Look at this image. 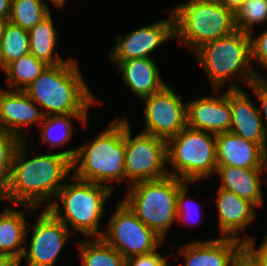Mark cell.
Listing matches in <instances>:
<instances>
[{
	"label": "cell",
	"instance_id": "1",
	"mask_svg": "<svg viewBox=\"0 0 267 266\" xmlns=\"http://www.w3.org/2000/svg\"><path fill=\"white\" fill-rule=\"evenodd\" d=\"M26 146L22 140L16 149L9 180L0 194L3 201L20 204L32 214L42 202L56 197L65 184L62 180L72 176L76 148L26 159Z\"/></svg>",
	"mask_w": 267,
	"mask_h": 266
},
{
	"label": "cell",
	"instance_id": "2",
	"mask_svg": "<svg viewBox=\"0 0 267 266\" xmlns=\"http://www.w3.org/2000/svg\"><path fill=\"white\" fill-rule=\"evenodd\" d=\"M23 91L45 110L44 116L88 114L89 107L101 104L88 89L74 58L47 66Z\"/></svg>",
	"mask_w": 267,
	"mask_h": 266
},
{
	"label": "cell",
	"instance_id": "3",
	"mask_svg": "<svg viewBox=\"0 0 267 266\" xmlns=\"http://www.w3.org/2000/svg\"><path fill=\"white\" fill-rule=\"evenodd\" d=\"M71 163L72 175L80 180L108 186L111 190L115 188L111 185L113 182H123L125 180L124 117L110 122L107 129L94 140L78 146Z\"/></svg>",
	"mask_w": 267,
	"mask_h": 266
},
{
	"label": "cell",
	"instance_id": "4",
	"mask_svg": "<svg viewBox=\"0 0 267 266\" xmlns=\"http://www.w3.org/2000/svg\"><path fill=\"white\" fill-rule=\"evenodd\" d=\"M197 60L206 71L215 92H219L228 80L229 89H241L233 78L241 79L246 87L260 73L251 66V35L235 30L226 37L203 44L194 52ZM231 79V80H230Z\"/></svg>",
	"mask_w": 267,
	"mask_h": 266
},
{
	"label": "cell",
	"instance_id": "5",
	"mask_svg": "<svg viewBox=\"0 0 267 266\" xmlns=\"http://www.w3.org/2000/svg\"><path fill=\"white\" fill-rule=\"evenodd\" d=\"M70 180L73 182L65 183L55 200H50V204L43 208H47L69 230L71 225L73 230L86 237H101L103 231L99 228L100 219L104 214L107 198L114 190L108 186L80 180L73 175ZM59 203L63 204L62 210Z\"/></svg>",
	"mask_w": 267,
	"mask_h": 266
},
{
	"label": "cell",
	"instance_id": "6",
	"mask_svg": "<svg viewBox=\"0 0 267 266\" xmlns=\"http://www.w3.org/2000/svg\"><path fill=\"white\" fill-rule=\"evenodd\" d=\"M170 11L174 17L175 39L194 52L203 44L236 30L234 12L218 0H185Z\"/></svg>",
	"mask_w": 267,
	"mask_h": 266
},
{
	"label": "cell",
	"instance_id": "7",
	"mask_svg": "<svg viewBox=\"0 0 267 266\" xmlns=\"http://www.w3.org/2000/svg\"><path fill=\"white\" fill-rule=\"evenodd\" d=\"M186 183L170 175L138 182L128 187L129 191L122 201L136 217L165 241L168 229L177 220V195Z\"/></svg>",
	"mask_w": 267,
	"mask_h": 266
},
{
	"label": "cell",
	"instance_id": "8",
	"mask_svg": "<svg viewBox=\"0 0 267 266\" xmlns=\"http://www.w3.org/2000/svg\"><path fill=\"white\" fill-rule=\"evenodd\" d=\"M169 175L195 183L217 170L216 135L188 126L167 141Z\"/></svg>",
	"mask_w": 267,
	"mask_h": 266
},
{
	"label": "cell",
	"instance_id": "9",
	"mask_svg": "<svg viewBox=\"0 0 267 266\" xmlns=\"http://www.w3.org/2000/svg\"><path fill=\"white\" fill-rule=\"evenodd\" d=\"M130 124L124 117L125 180L129 185L169 176L167 141L152 134L141 132L131 135Z\"/></svg>",
	"mask_w": 267,
	"mask_h": 266
},
{
	"label": "cell",
	"instance_id": "10",
	"mask_svg": "<svg viewBox=\"0 0 267 266\" xmlns=\"http://www.w3.org/2000/svg\"><path fill=\"white\" fill-rule=\"evenodd\" d=\"M117 207L101 238L125 259L158 250L163 245L164 240L136 217L122 200Z\"/></svg>",
	"mask_w": 267,
	"mask_h": 266
},
{
	"label": "cell",
	"instance_id": "11",
	"mask_svg": "<svg viewBox=\"0 0 267 266\" xmlns=\"http://www.w3.org/2000/svg\"><path fill=\"white\" fill-rule=\"evenodd\" d=\"M142 100L145 105L142 132L168 141L187 126L186 103L170 86Z\"/></svg>",
	"mask_w": 267,
	"mask_h": 266
},
{
	"label": "cell",
	"instance_id": "12",
	"mask_svg": "<svg viewBox=\"0 0 267 266\" xmlns=\"http://www.w3.org/2000/svg\"><path fill=\"white\" fill-rule=\"evenodd\" d=\"M29 249L24 248L22 258L26 266H53L64 244L72 236L69 230L47 208L42 210L32 226Z\"/></svg>",
	"mask_w": 267,
	"mask_h": 266
},
{
	"label": "cell",
	"instance_id": "13",
	"mask_svg": "<svg viewBox=\"0 0 267 266\" xmlns=\"http://www.w3.org/2000/svg\"><path fill=\"white\" fill-rule=\"evenodd\" d=\"M168 12L167 19L137 28L125 37L118 35L109 54L110 60L118 64L132 58H151L149 54L163 42L175 40L174 17L169 9Z\"/></svg>",
	"mask_w": 267,
	"mask_h": 266
},
{
	"label": "cell",
	"instance_id": "14",
	"mask_svg": "<svg viewBox=\"0 0 267 266\" xmlns=\"http://www.w3.org/2000/svg\"><path fill=\"white\" fill-rule=\"evenodd\" d=\"M217 96H204L186 103L187 126L205 132L225 133L230 131L232 111L230 89Z\"/></svg>",
	"mask_w": 267,
	"mask_h": 266
},
{
	"label": "cell",
	"instance_id": "15",
	"mask_svg": "<svg viewBox=\"0 0 267 266\" xmlns=\"http://www.w3.org/2000/svg\"><path fill=\"white\" fill-rule=\"evenodd\" d=\"M244 242L230 237L192 241L180 247L184 266H231L244 252ZM183 266V264H180Z\"/></svg>",
	"mask_w": 267,
	"mask_h": 266
},
{
	"label": "cell",
	"instance_id": "16",
	"mask_svg": "<svg viewBox=\"0 0 267 266\" xmlns=\"http://www.w3.org/2000/svg\"><path fill=\"white\" fill-rule=\"evenodd\" d=\"M43 113L24 91L0 88V127L21 140H26L23 127L36 122L40 125Z\"/></svg>",
	"mask_w": 267,
	"mask_h": 266
},
{
	"label": "cell",
	"instance_id": "17",
	"mask_svg": "<svg viewBox=\"0 0 267 266\" xmlns=\"http://www.w3.org/2000/svg\"><path fill=\"white\" fill-rule=\"evenodd\" d=\"M256 208L253 203L237 196L234 192L219 187L216 209L222 237L235 238L245 243L247 236L239 237V232H243L255 221Z\"/></svg>",
	"mask_w": 267,
	"mask_h": 266
},
{
	"label": "cell",
	"instance_id": "18",
	"mask_svg": "<svg viewBox=\"0 0 267 266\" xmlns=\"http://www.w3.org/2000/svg\"><path fill=\"white\" fill-rule=\"evenodd\" d=\"M217 165L240 168H267L260 144L231 132L216 135Z\"/></svg>",
	"mask_w": 267,
	"mask_h": 266
},
{
	"label": "cell",
	"instance_id": "19",
	"mask_svg": "<svg viewBox=\"0 0 267 266\" xmlns=\"http://www.w3.org/2000/svg\"><path fill=\"white\" fill-rule=\"evenodd\" d=\"M117 66L124 82L140 100L159 92L167 85L162 80L158 64L152 58H132L119 62Z\"/></svg>",
	"mask_w": 267,
	"mask_h": 266
},
{
	"label": "cell",
	"instance_id": "20",
	"mask_svg": "<svg viewBox=\"0 0 267 266\" xmlns=\"http://www.w3.org/2000/svg\"><path fill=\"white\" fill-rule=\"evenodd\" d=\"M231 133L262 145L264 127L258 108L243 89H230Z\"/></svg>",
	"mask_w": 267,
	"mask_h": 266
},
{
	"label": "cell",
	"instance_id": "21",
	"mask_svg": "<svg viewBox=\"0 0 267 266\" xmlns=\"http://www.w3.org/2000/svg\"><path fill=\"white\" fill-rule=\"evenodd\" d=\"M25 212L6 207L0 214V256L20 266L26 247L27 234L31 230Z\"/></svg>",
	"mask_w": 267,
	"mask_h": 266
},
{
	"label": "cell",
	"instance_id": "22",
	"mask_svg": "<svg viewBox=\"0 0 267 266\" xmlns=\"http://www.w3.org/2000/svg\"><path fill=\"white\" fill-rule=\"evenodd\" d=\"M267 168H240L234 166H217L216 173L220 175L225 190L234 192L237 196L248 200L256 207L263 205L261 174Z\"/></svg>",
	"mask_w": 267,
	"mask_h": 266
},
{
	"label": "cell",
	"instance_id": "23",
	"mask_svg": "<svg viewBox=\"0 0 267 266\" xmlns=\"http://www.w3.org/2000/svg\"><path fill=\"white\" fill-rule=\"evenodd\" d=\"M56 30L50 13L29 30V53L48 66L69 60L53 54L59 37Z\"/></svg>",
	"mask_w": 267,
	"mask_h": 266
},
{
	"label": "cell",
	"instance_id": "24",
	"mask_svg": "<svg viewBox=\"0 0 267 266\" xmlns=\"http://www.w3.org/2000/svg\"><path fill=\"white\" fill-rule=\"evenodd\" d=\"M88 114H58L44 116L40 124L41 141L49 143L50 148L64 146L67 141L71 140L74 133V127L71 119L79 120L83 126L87 125Z\"/></svg>",
	"mask_w": 267,
	"mask_h": 266
},
{
	"label": "cell",
	"instance_id": "25",
	"mask_svg": "<svg viewBox=\"0 0 267 266\" xmlns=\"http://www.w3.org/2000/svg\"><path fill=\"white\" fill-rule=\"evenodd\" d=\"M43 61L30 53L8 64L4 69L10 90H25L47 68Z\"/></svg>",
	"mask_w": 267,
	"mask_h": 266
},
{
	"label": "cell",
	"instance_id": "26",
	"mask_svg": "<svg viewBox=\"0 0 267 266\" xmlns=\"http://www.w3.org/2000/svg\"><path fill=\"white\" fill-rule=\"evenodd\" d=\"M78 243L81 266H126V259L101 237Z\"/></svg>",
	"mask_w": 267,
	"mask_h": 266
},
{
	"label": "cell",
	"instance_id": "27",
	"mask_svg": "<svg viewBox=\"0 0 267 266\" xmlns=\"http://www.w3.org/2000/svg\"><path fill=\"white\" fill-rule=\"evenodd\" d=\"M29 53V31L10 21L5 25L0 41V58L5 68L11 62Z\"/></svg>",
	"mask_w": 267,
	"mask_h": 266
},
{
	"label": "cell",
	"instance_id": "28",
	"mask_svg": "<svg viewBox=\"0 0 267 266\" xmlns=\"http://www.w3.org/2000/svg\"><path fill=\"white\" fill-rule=\"evenodd\" d=\"M49 13L44 0H12L9 21L29 31Z\"/></svg>",
	"mask_w": 267,
	"mask_h": 266
},
{
	"label": "cell",
	"instance_id": "29",
	"mask_svg": "<svg viewBox=\"0 0 267 266\" xmlns=\"http://www.w3.org/2000/svg\"><path fill=\"white\" fill-rule=\"evenodd\" d=\"M234 16L236 30L252 34L255 25L267 21V0H245Z\"/></svg>",
	"mask_w": 267,
	"mask_h": 266
},
{
	"label": "cell",
	"instance_id": "30",
	"mask_svg": "<svg viewBox=\"0 0 267 266\" xmlns=\"http://www.w3.org/2000/svg\"><path fill=\"white\" fill-rule=\"evenodd\" d=\"M21 139L0 127V191L7 184L12 167V160Z\"/></svg>",
	"mask_w": 267,
	"mask_h": 266
},
{
	"label": "cell",
	"instance_id": "31",
	"mask_svg": "<svg viewBox=\"0 0 267 266\" xmlns=\"http://www.w3.org/2000/svg\"><path fill=\"white\" fill-rule=\"evenodd\" d=\"M247 88L254 92L258 98L260 106L257 108L262 118L263 127L267 128V79L263 76L256 77Z\"/></svg>",
	"mask_w": 267,
	"mask_h": 266
},
{
	"label": "cell",
	"instance_id": "32",
	"mask_svg": "<svg viewBox=\"0 0 267 266\" xmlns=\"http://www.w3.org/2000/svg\"><path fill=\"white\" fill-rule=\"evenodd\" d=\"M188 184H191V182H187L180 190H179V193L177 195V211H178V214H177V219L182 222V224L185 222V223H189V220L190 222H195L198 217H200L198 214L199 213H194L195 215H197L196 217L197 218H192L191 217H195L193 212H192V209L190 206L193 205V202L191 200H188V199H191L189 197H186L187 195V190H188ZM191 203V205H190ZM195 205V204H194ZM191 209V210H190ZM190 214V215H189ZM188 216V217H187ZM190 218V219H189ZM197 223L199 222V220L196 221ZM195 222V223H196Z\"/></svg>",
	"mask_w": 267,
	"mask_h": 266
},
{
	"label": "cell",
	"instance_id": "33",
	"mask_svg": "<svg viewBox=\"0 0 267 266\" xmlns=\"http://www.w3.org/2000/svg\"><path fill=\"white\" fill-rule=\"evenodd\" d=\"M126 266H169V264L166 257L154 250L127 258Z\"/></svg>",
	"mask_w": 267,
	"mask_h": 266
},
{
	"label": "cell",
	"instance_id": "34",
	"mask_svg": "<svg viewBox=\"0 0 267 266\" xmlns=\"http://www.w3.org/2000/svg\"><path fill=\"white\" fill-rule=\"evenodd\" d=\"M251 35V59H257L258 64L267 70V29L258 37Z\"/></svg>",
	"mask_w": 267,
	"mask_h": 266
},
{
	"label": "cell",
	"instance_id": "35",
	"mask_svg": "<svg viewBox=\"0 0 267 266\" xmlns=\"http://www.w3.org/2000/svg\"><path fill=\"white\" fill-rule=\"evenodd\" d=\"M255 244L254 238H246L244 251L258 266H267V234L258 248H255Z\"/></svg>",
	"mask_w": 267,
	"mask_h": 266
},
{
	"label": "cell",
	"instance_id": "36",
	"mask_svg": "<svg viewBox=\"0 0 267 266\" xmlns=\"http://www.w3.org/2000/svg\"><path fill=\"white\" fill-rule=\"evenodd\" d=\"M12 0H0V19L9 21L11 15Z\"/></svg>",
	"mask_w": 267,
	"mask_h": 266
},
{
	"label": "cell",
	"instance_id": "37",
	"mask_svg": "<svg viewBox=\"0 0 267 266\" xmlns=\"http://www.w3.org/2000/svg\"><path fill=\"white\" fill-rule=\"evenodd\" d=\"M231 266H258L244 251Z\"/></svg>",
	"mask_w": 267,
	"mask_h": 266
},
{
	"label": "cell",
	"instance_id": "38",
	"mask_svg": "<svg viewBox=\"0 0 267 266\" xmlns=\"http://www.w3.org/2000/svg\"><path fill=\"white\" fill-rule=\"evenodd\" d=\"M245 0H218V2L224 7L232 10L234 13L241 6Z\"/></svg>",
	"mask_w": 267,
	"mask_h": 266
},
{
	"label": "cell",
	"instance_id": "39",
	"mask_svg": "<svg viewBox=\"0 0 267 266\" xmlns=\"http://www.w3.org/2000/svg\"><path fill=\"white\" fill-rule=\"evenodd\" d=\"M261 147L264 163L267 166V128H264V137Z\"/></svg>",
	"mask_w": 267,
	"mask_h": 266
},
{
	"label": "cell",
	"instance_id": "40",
	"mask_svg": "<svg viewBox=\"0 0 267 266\" xmlns=\"http://www.w3.org/2000/svg\"><path fill=\"white\" fill-rule=\"evenodd\" d=\"M0 266H16L10 259L0 256Z\"/></svg>",
	"mask_w": 267,
	"mask_h": 266
},
{
	"label": "cell",
	"instance_id": "41",
	"mask_svg": "<svg viewBox=\"0 0 267 266\" xmlns=\"http://www.w3.org/2000/svg\"><path fill=\"white\" fill-rule=\"evenodd\" d=\"M7 22H8L7 19H0V41L3 36V31Z\"/></svg>",
	"mask_w": 267,
	"mask_h": 266
},
{
	"label": "cell",
	"instance_id": "42",
	"mask_svg": "<svg viewBox=\"0 0 267 266\" xmlns=\"http://www.w3.org/2000/svg\"><path fill=\"white\" fill-rule=\"evenodd\" d=\"M56 7H64L67 0H51Z\"/></svg>",
	"mask_w": 267,
	"mask_h": 266
},
{
	"label": "cell",
	"instance_id": "43",
	"mask_svg": "<svg viewBox=\"0 0 267 266\" xmlns=\"http://www.w3.org/2000/svg\"><path fill=\"white\" fill-rule=\"evenodd\" d=\"M4 67H3V64H2V62H1V58H0V70H2V72L4 73Z\"/></svg>",
	"mask_w": 267,
	"mask_h": 266
}]
</instances>
